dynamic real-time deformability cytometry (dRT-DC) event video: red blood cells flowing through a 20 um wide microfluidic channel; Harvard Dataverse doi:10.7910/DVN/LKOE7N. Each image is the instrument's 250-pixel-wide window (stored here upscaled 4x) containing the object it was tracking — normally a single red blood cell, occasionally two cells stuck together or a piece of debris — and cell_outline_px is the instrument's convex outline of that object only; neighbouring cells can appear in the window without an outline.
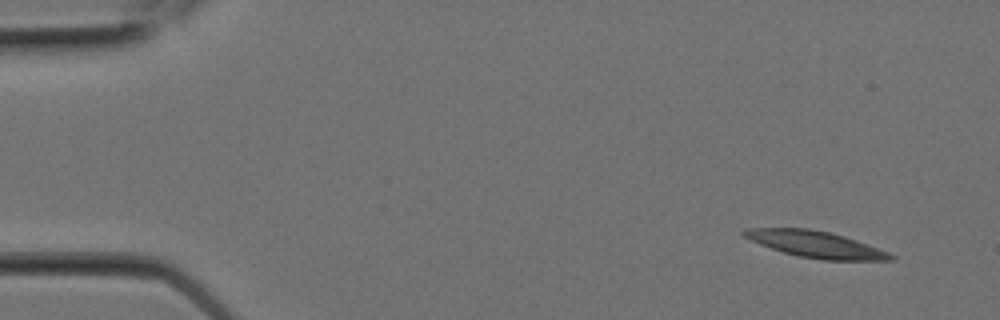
{"species": "Egyptian fruit bat (a non-hibernating species)", "species_latin": "Rousettus aegyptiacus", "temperature_condition": "room temperature", "stored_images_in_passage": 9, "camera_frame_rate_fps": 3000, "um_per_image_px": 0.085, "animal": {"sex": "female"}, "frame": {"image": 1, "passage_image": 1, "time_ms": 0.0, "image_size_px": [1000, 320], "cell_outline_px": [[896, 260], [824, 260], [796, 256], [760, 244], [744, 236], [740, 232], [744, 228], [808, 228], [828, 232], [844, 236], [856, 240], [888, 252], [896, 256]], "centroid_in_image_um": [69.33, 20.77], "position_along_channel_um": 15.7, "area_um2": 22.43}}
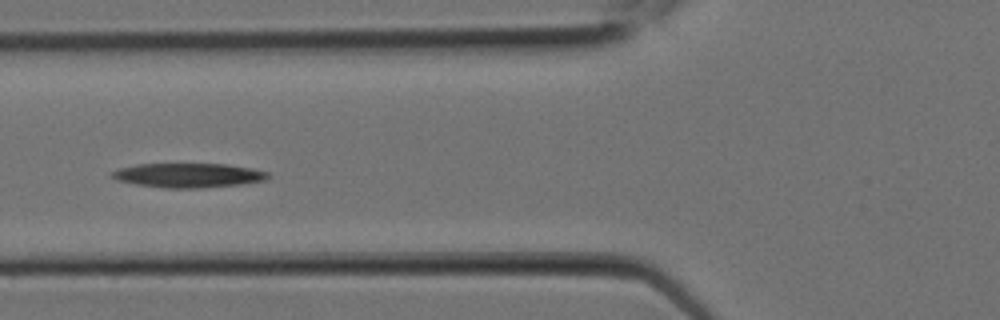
{"frame": {"image": 2, "passage_image": 7, "time_ms": 2.0, "image_size_px": [1000, 320], "cell_outline_px": [[272, 176], [268, 180], [240, 184], [200, 188], [164, 188], [136, 184], [116, 180], [108, 176], [112, 172], [120, 168], [136, 164], [228, 164], [252, 168], [268, 172]], "centroid_in_image_um": [16.03, 14.9], "position_along_channel_um": 109.8, "area_um2": 22.31}}
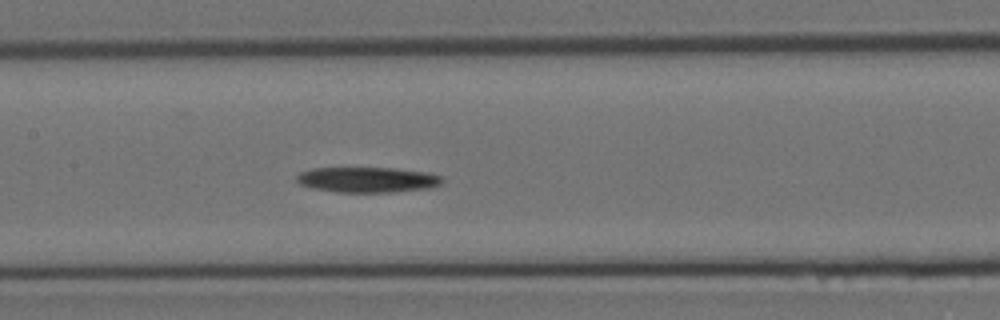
{"frame": {"image": 3, "passage_image": 9, "time_ms": 2.667, "image_size_px": [1000, 320], "cell_outline_px": [[444, 180], [440, 184], [432, 188], [392, 192], [336, 192], [312, 188], [300, 184], [296, 180], [296, 176], [300, 172], [312, 168], [392, 168], [428, 172], [440, 176]], "centroid_in_image_um": [31.24, 15.28], "position_along_channel_um": 176.2, "area_um2": 21.62}}